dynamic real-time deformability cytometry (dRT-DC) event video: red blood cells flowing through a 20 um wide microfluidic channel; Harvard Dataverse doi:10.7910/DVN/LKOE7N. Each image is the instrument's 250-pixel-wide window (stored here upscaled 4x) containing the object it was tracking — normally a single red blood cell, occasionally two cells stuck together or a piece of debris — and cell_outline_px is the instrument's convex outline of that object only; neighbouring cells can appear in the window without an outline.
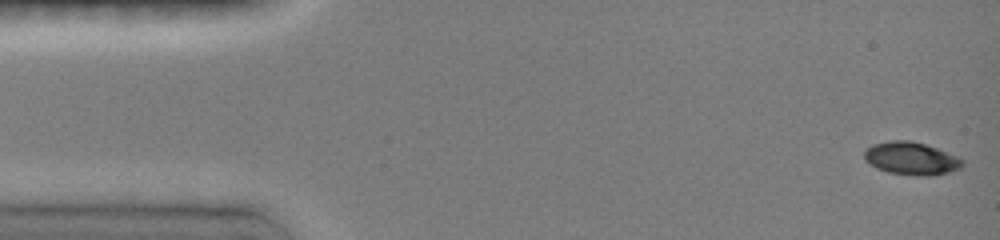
{"species": "common noctule bat (a hibernating species)", "species_latin": "Nyctalus noctula", "temperature_condition": "room temperature", "stored_images_in_passage": 4, "camera_frame_rate_fps": 3000, "um_per_image_px": 0.085, "animal": {"sex": "female", "body_mass_g": 19.0, "forearm_length_mm": 51.5}, "frame": {"image": 1, "passage_image": 1, "time_ms": 0.0, "image_size_px": [1000, 240], "cell_outline_px": [[964, 164], [960, 168], [948, 172], [928, 176], [924, 176], [888, 172], [876, 168], [864, 160], [864, 152], [872, 144], [892, 140], [908, 140], [924, 144], [936, 148], [956, 156], [964, 160]], "centroid_in_image_um": [77.44, 13.46], "position_along_channel_um": 7.6, "area_um2": 18.55}}
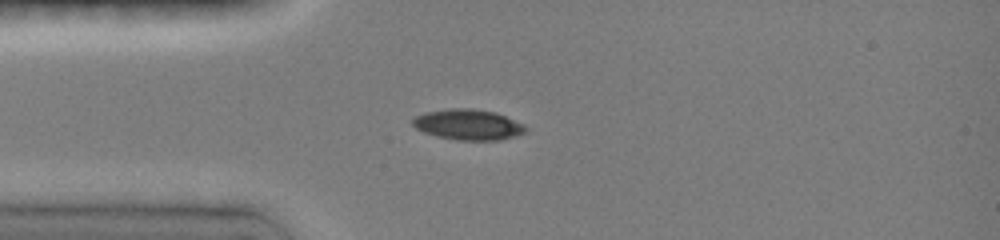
{"frame": {"image": 2, "passage_image": 4, "time_ms": 3.667, "image_size_px": [1000, 240], "cell_outline_px": [[528, 128], [524, 132], [516, 136], [500, 140], [456, 140], [436, 136], [424, 132], [416, 128], [412, 124], [412, 120], [416, 116], [424, 112], [452, 108], [472, 108], [496, 112], [524, 124]], "centroid_in_image_um": [39.8, 10.59], "position_along_channel_um": 45.2, "area_um2": 20.23}}